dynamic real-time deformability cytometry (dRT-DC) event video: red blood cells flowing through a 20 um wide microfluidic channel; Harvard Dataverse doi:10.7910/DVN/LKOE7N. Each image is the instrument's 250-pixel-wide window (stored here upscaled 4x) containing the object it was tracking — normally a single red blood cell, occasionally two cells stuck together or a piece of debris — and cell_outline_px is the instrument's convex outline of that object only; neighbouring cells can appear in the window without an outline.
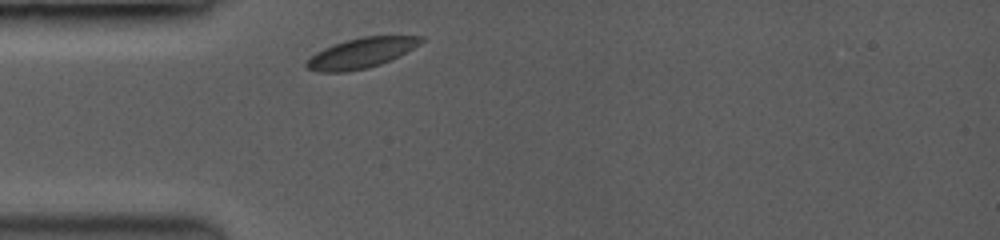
{"species": "common noctule bat (a hibernating species)", "species_latin": "Nyctalus noctula", "temperature_condition": "room temperature", "stored_images_in_passage": 9, "camera_frame_rate_fps": 3500, "um_per_image_px": 0.085, "animal": {"sex": "female", "body_mass_g": 19.0, "forearm_length_mm": 53.3}, "frame": {"image": 1, "passage_image": 1, "time_ms": 0.0, "image_size_px": [1000, 240], "cell_outline_px": [[424, 40], [420, 44], [380, 64], [364, 68], [344, 72], [316, 72], [308, 68], [304, 64], [316, 52], [324, 48], [348, 40], [364, 36], [424, 36]], "centroid_in_image_um": [30.67, 4.5], "position_along_channel_um": 54.3, "area_um2": 19.54}}
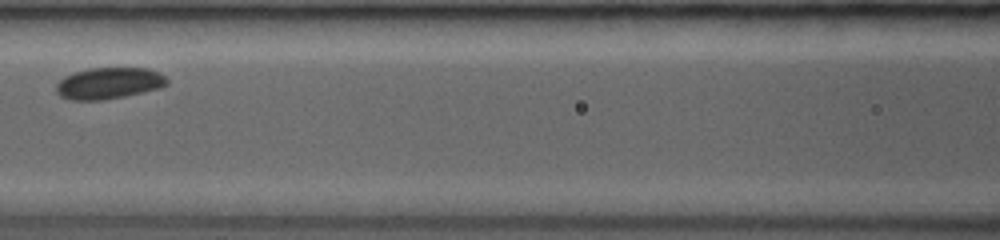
{"frame": {"image": 2, "passage_image": 6, "time_ms": 2.857, "image_size_px": [1000, 240], "cell_outline_px": [[168, 84], [160, 88], [100, 100], [76, 100], [60, 96], [56, 92], [56, 84], [64, 76], [88, 68], [148, 68], [160, 72], [168, 80]], "centroid_in_image_um": [9.25, 7.05], "position_along_channel_um": 157.3, "area_um2": 20.06}}
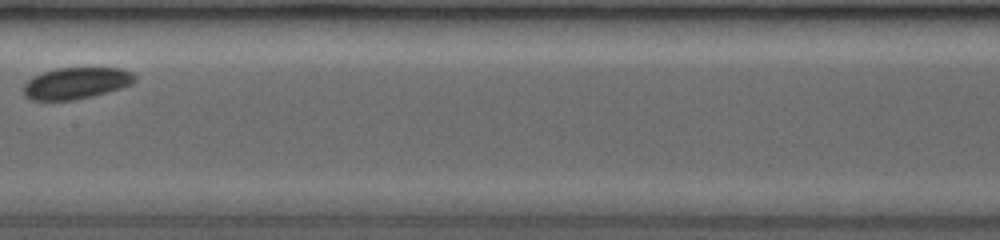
{"frame": {"image": 3, "passage_image": 8, "time_ms": 4.0, "image_size_px": [1000, 240], "cell_outline_px": [[136, 80], [132, 84], [120, 88], [88, 96], [68, 100], [32, 100], [24, 92], [24, 84], [32, 76], [56, 68], [124, 68], [132, 72], [136, 76]], "centroid_in_image_um": [6.49, 7.04], "position_along_channel_um": 200.9, "area_um2": 20.11}}